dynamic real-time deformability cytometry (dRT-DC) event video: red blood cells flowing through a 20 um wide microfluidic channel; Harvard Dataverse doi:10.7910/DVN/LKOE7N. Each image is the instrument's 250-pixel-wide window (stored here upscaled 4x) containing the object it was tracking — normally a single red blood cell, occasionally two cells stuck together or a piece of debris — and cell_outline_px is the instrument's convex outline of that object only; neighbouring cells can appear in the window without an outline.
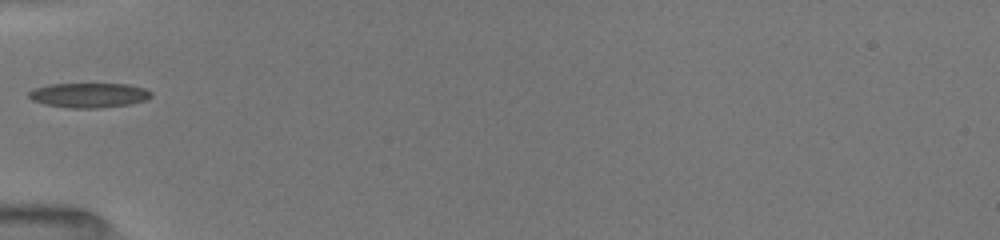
{"species": "common noctule bat (a hibernating species)", "species_latin": "Nyctalus noctula", "temperature_condition": "room temperature", "stored_images_in_passage": 34, "camera_frame_rate_fps": 3000, "um_per_image_px": 0.085, "animal": {"sex": "female", "body_mass_g": 19.5, "forearm_length_mm": 54.1}, "frame": {"image": 1, "passage_image": 1, "time_ms": 0.0, "image_size_px": [1000, 240], "cell_outline_px": [[152, 96], [144, 100], [128, 104], [96, 108], [72, 108], [44, 104], [32, 100], [28, 96], [28, 92], [36, 88], [48, 84], [128, 84], [144, 88], [152, 92]], "centroid_in_image_um": [7.54, 8.08], "position_along_channel_um": 77.5, "area_um2": 17.46}}
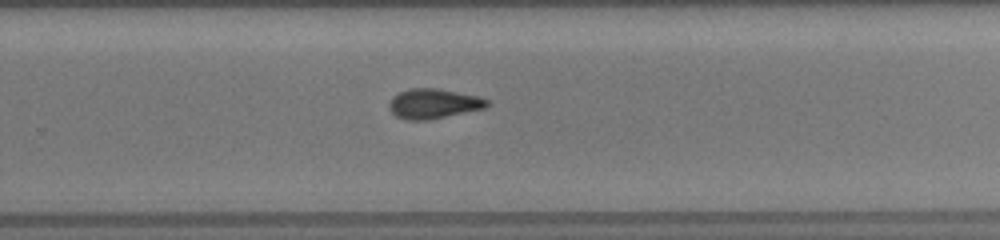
{"frame": {"image": 2, "passage_image": 17, "time_ms": 5.333, "image_size_px": [1000, 240], "cell_outline_px": [[488, 104], [484, 108], [428, 120], [408, 120], [396, 116], [388, 108], [388, 104], [392, 96], [408, 88], [436, 88], [480, 96], [488, 100]], "centroid_in_image_um": [36.81, 8.8], "position_along_channel_um": 293.0, "area_um2": 16.99}}
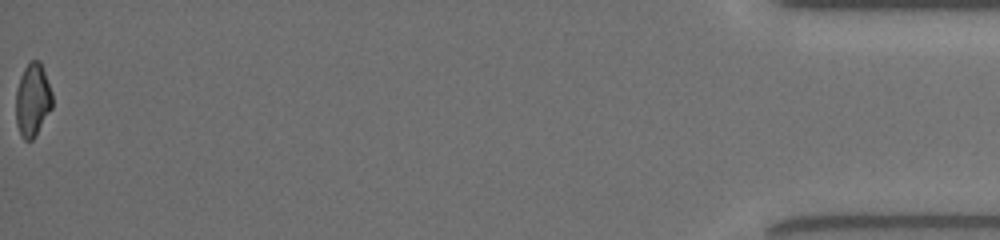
{"frame": {"image": 3, "passage_image": 34, "time_ms": 11.0, "image_size_px": [1000, 240], "cell_outline_px": [[52, 108], [36, 136], [32, 140], [24, 140], [20, 136], [16, 124], [16, 88], [20, 76], [24, 68], [32, 60], [40, 60], [52, 92]], "centroid_in_image_um": [2.77, 8.52], "position_along_channel_um": 432.4, "area_um2": 15.72}, "authors_computed_cell_mechanics": {"area_um2": 16.5597, "velocity_mm_per_s": 4.0408, "shape_relaxation_time_tau1_ms": 4.1226, "shape_relaxation_time_tau2_ms": 3.652, "deformation_change_tau1": 0.1369, "deformation_change_tau2": 0.1024}}